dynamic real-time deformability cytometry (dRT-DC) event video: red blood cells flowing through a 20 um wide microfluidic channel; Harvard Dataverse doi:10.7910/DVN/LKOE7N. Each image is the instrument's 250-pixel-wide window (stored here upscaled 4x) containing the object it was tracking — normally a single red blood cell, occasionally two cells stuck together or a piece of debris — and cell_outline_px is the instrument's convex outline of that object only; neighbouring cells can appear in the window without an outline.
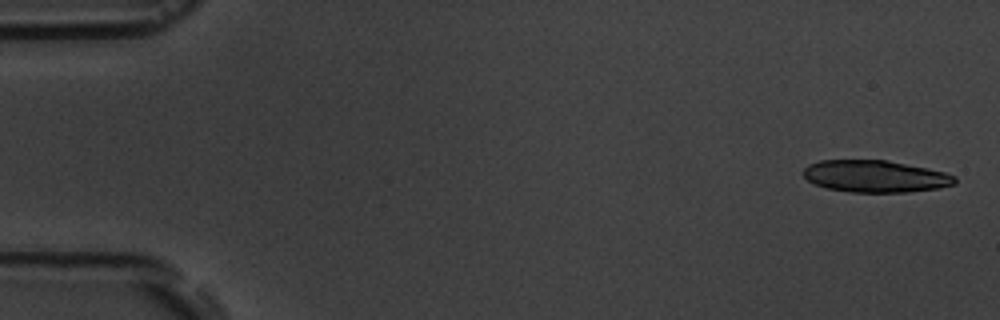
{"species": "common noctule bat (a hibernating species)", "species_latin": "Nyctalus noctula", "temperature_condition": "room temperature", "stored_images_in_passage": 5, "camera_frame_rate_fps": 3000, "um_per_image_px": 0.085, "animal": {"sex": "male", "body_mass_g": 19.5, "forearm_length_mm": 54.6}, "frame": {"image": 1, "passage_image": 1, "time_ms": 0.0, "image_size_px": [1000, 320], "cell_outline_px": [[956, 184], [940, 188], [904, 192], [852, 192], [828, 188], [816, 184], [808, 180], [804, 176], [804, 168], [808, 164], [820, 160], [888, 160], [928, 168], [944, 172], [956, 176]], "centroid_in_image_um": [74.43, 14.98], "position_along_channel_um": 10.6, "area_um2": 28.21}}